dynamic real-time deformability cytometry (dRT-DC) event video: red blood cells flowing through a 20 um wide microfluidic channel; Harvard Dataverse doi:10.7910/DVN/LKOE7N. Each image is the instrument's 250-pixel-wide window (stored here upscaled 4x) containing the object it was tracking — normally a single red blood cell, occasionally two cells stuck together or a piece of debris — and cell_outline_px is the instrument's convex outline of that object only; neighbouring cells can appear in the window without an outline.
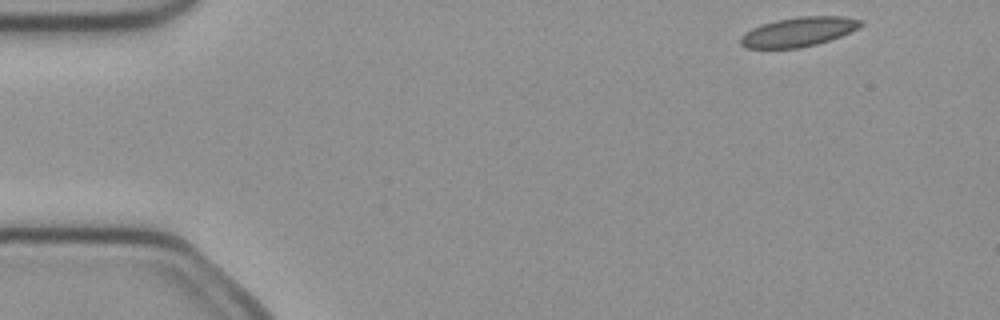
{"species": "common noctule bat (a hibernating species)", "species_latin": "Nyctalus noctula", "temperature_condition": "cold", "stored_images_in_passage": 47, "camera_frame_rate_fps": 3000, "um_per_image_px": 0.085, "animal": {"sex": "female", "body_mass_g": 21.9}, "frame": {"image": 1, "passage_image": 1, "time_ms": 0.0, "image_size_px": [1000, 320], "cell_outline_px": [[864, 24], [840, 36], [816, 44], [800, 48], [744, 48], [740, 44], [740, 36], [752, 28], [776, 20], [800, 16], [844, 16], [864, 20]], "centroid_in_image_um": [67.86, 2.7], "position_along_channel_um": 17.1, "area_um2": 20.46}}
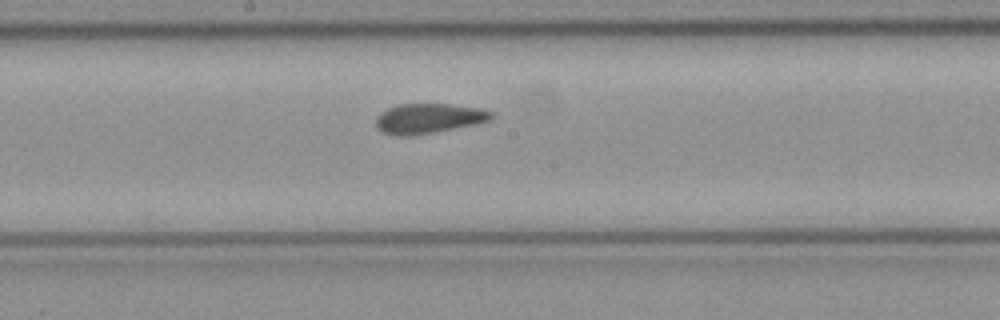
{"frame": {"image": 2, "passage_image": 23, "time_ms": 7.333, "image_size_px": [1000, 320], "cell_outline_px": [[492, 120], [476, 124], [436, 132], [412, 136], [392, 136], [376, 128], [376, 116], [380, 112], [388, 108], [400, 104], [452, 104], [480, 108], [492, 112]], "centroid_in_image_um": [36.41, 10.08], "position_along_channel_um": 211.8, "area_um2": 20.35}}
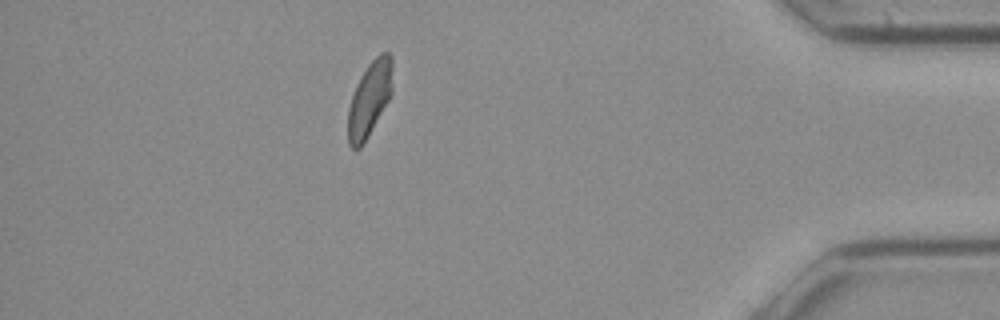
{"frame": {"image": 3, "passage_image": 41, "time_ms": 13.333, "image_size_px": [1000, 320], "cell_outline_px": [[392, 92], [388, 100], [364, 144], [360, 148], [352, 148], [348, 144], [348, 108], [356, 84], [360, 76], [368, 64], [380, 52], [388, 52], [392, 56]], "centroid_in_image_um": [31.41, 8.39], "position_along_channel_um": 403.8, "area_um2": 19.42}, "authors_computed_cell_mechanics": {"area_um2": 20.4034, "velocity_mm_per_s": 4.0066, "shape_relaxation_time_tau1_ms": null, "shape_relaxation_time_tau2_ms": 1.6484, "deformation_change_tau1": null, "deformation_change_tau2": 0.0685}}